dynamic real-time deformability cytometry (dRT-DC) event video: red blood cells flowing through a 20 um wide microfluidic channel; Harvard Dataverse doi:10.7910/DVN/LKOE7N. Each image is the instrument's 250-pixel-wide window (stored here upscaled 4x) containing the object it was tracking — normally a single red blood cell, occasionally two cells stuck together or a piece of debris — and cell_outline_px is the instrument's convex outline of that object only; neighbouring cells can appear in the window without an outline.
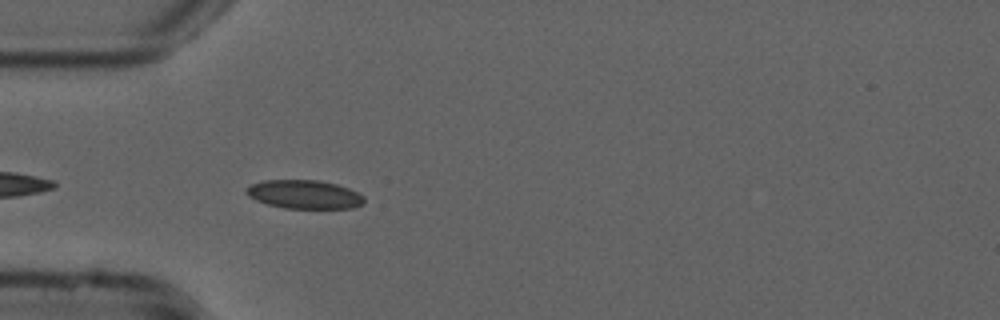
{"species": "common noctule bat (a hibernating species)", "species_latin": "Nyctalus noctula", "temperature_condition": "cold", "stored_images_in_passage": 8, "camera_frame_rate_fps": 3000, "um_per_image_px": 0.085, "animal": {"sex": "male", "forearm_length_mm": 52.5}, "frame": {"image": 1, "passage_image": 3, "time_ms": 0.667, "image_size_px": [1000, 320], "cell_outline_px": [[364, 204], [352, 208], [284, 208], [268, 204], [256, 200], [248, 196], [244, 192], [252, 184], [264, 180], [320, 180], [336, 184], [348, 188], [364, 196]], "centroid_in_image_um": [25.88, 16.52], "position_along_channel_um": 59.1, "area_um2": 19.59}}
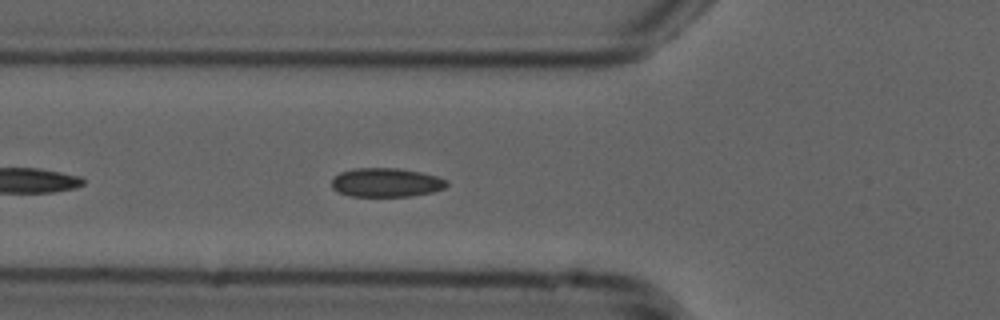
{"frame": {"image": 2, "passage_image": 6, "time_ms": 1.667, "image_size_px": [1000, 320], "cell_outline_px": [[448, 184], [444, 188], [432, 192], [412, 196], [352, 196], [340, 192], [332, 188], [332, 180], [340, 172], [356, 168], [400, 168], [420, 172], [436, 176], [448, 180]], "centroid_in_image_um": [32.85, 15.51], "position_along_channel_um": 93.0, "area_um2": 19.31}}